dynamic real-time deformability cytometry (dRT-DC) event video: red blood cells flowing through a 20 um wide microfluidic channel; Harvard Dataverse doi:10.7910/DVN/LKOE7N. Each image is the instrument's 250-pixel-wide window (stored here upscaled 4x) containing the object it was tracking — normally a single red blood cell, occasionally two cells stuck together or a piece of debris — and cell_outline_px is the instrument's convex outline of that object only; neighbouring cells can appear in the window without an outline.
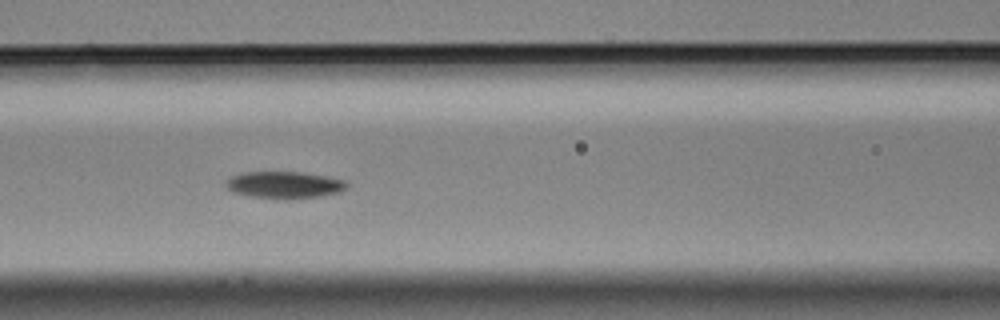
{"species": "Egyptian fruit bat (a non-hibernating species)", "species_latin": "Rousettus aegyptiacus", "temperature_condition": "cold", "stored_images_in_passage": 15, "camera_frame_rate_fps": 3000, "um_per_image_px": 0.085, "animal": {"sex": "male"}, "frame": {"image": 1, "passage_image": 6, "time_ms": 1.667, "image_size_px": [1000, 320], "cell_outline_px": [[348, 188], [340, 192], [320, 196], [288, 200], [276, 200], [252, 196], [236, 192], [228, 188], [224, 184], [232, 176], [244, 172], [300, 172], [328, 176], [344, 180], [348, 184]], "centroid_in_image_um": [24.22, 15.73], "position_along_channel_um": 142.4, "area_um2": 19.13}}
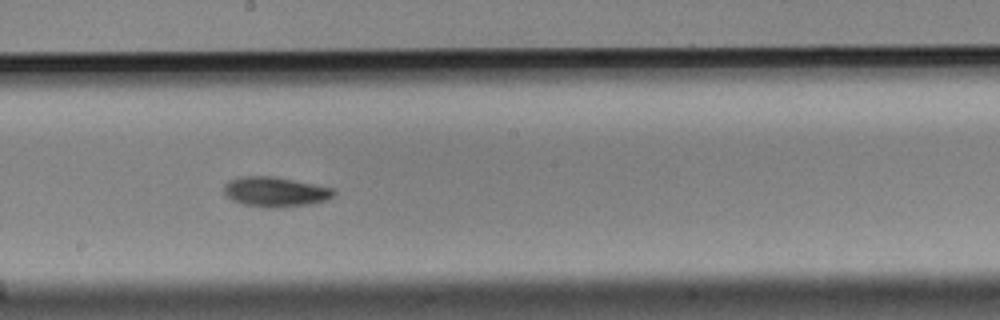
{"frame": {"image": 2, "passage_image": 8, "time_ms": 2.333, "image_size_px": [1000, 320], "cell_outline_px": [[336, 192], [332, 196], [324, 200], [308, 204], [276, 208], [268, 208], [244, 204], [232, 200], [224, 192], [224, 184], [228, 180], [240, 176], [272, 176], [336, 188]], "centroid_in_image_um": [23.38, 16.29], "position_along_channel_um": 224.8, "area_um2": 19.07}}
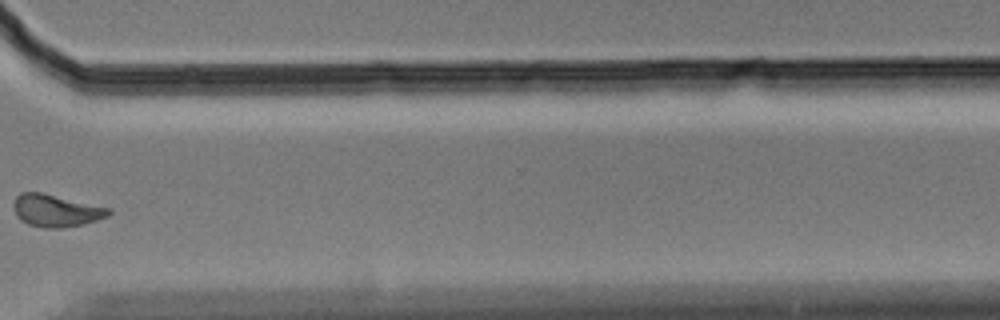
{"frame": {"image": 3, "passage_image": 11, "time_ms": 3.333, "image_size_px": [1000, 320], "cell_outline_px": [[112, 212], [108, 216], [96, 220], [80, 224], [60, 228], [44, 228], [28, 224], [20, 220], [16, 216], [12, 204], [16, 196], [20, 192], [40, 192], [108, 208]], "centroid_in_image_um": [4.68, 17.9], "position_along_channel_um": 365.9, "area_um2": 17.63}}